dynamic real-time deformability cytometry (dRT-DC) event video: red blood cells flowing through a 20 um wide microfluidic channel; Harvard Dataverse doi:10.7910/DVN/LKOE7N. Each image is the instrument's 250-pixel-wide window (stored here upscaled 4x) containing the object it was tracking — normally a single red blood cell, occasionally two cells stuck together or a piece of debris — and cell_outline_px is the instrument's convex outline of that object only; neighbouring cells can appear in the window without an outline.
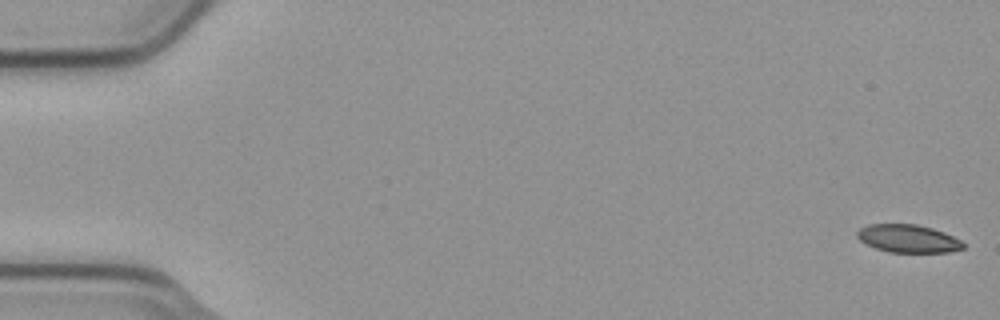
{"species": "common noctule bat (a hibernating species)", "species_latin": "Nyctalus noctula", "temperature_condition": "cold", "stored_images_in_passage": 5, "camera_frame_rate_fps": 3000, "um_per_image_px": 0.085, "animal": {"sex": "male", "body_mass_g": 23.1, "forearm_length_mm": 52.7}, "frame": {"image": 1, "passage_image": 1, "time_ms": 0.0, "image_size_px": [1000, 320], "cell_outline_px": [[964, 248], [948, 252], [888, 252], [876, 248], [860, 240], [856, 236], [856, 232], [860, 228], [868, 224], [916, 224], [932, 228], [944, 232], [960, 240], [964, 244]], "centroid_in_image_um": [77.17, 20.27], "position_along_channel_um": 7.8, "area_um2": 17.17}}